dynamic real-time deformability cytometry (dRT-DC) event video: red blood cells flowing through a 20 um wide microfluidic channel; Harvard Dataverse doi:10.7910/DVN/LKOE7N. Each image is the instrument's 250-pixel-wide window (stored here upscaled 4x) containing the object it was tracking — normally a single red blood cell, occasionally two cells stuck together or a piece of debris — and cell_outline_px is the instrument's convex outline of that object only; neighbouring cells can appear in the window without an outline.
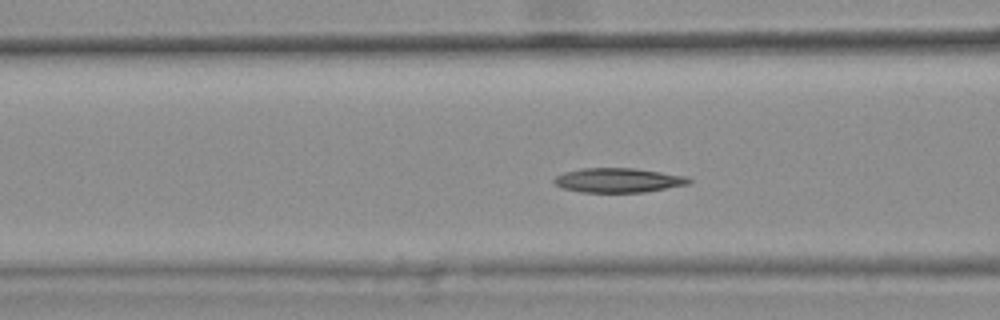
{"species": "common noctule bat (a hibernating species)", "species_latin": "Nyctalus noctula", "temperature_condition": "warm", "stored_images_in_passage": 44, "camera_frame_rate_fps": 3000, "um_per_image_px": 0.085, "animal": {"sex": "female", "body_mass_g": 25.1}, "frame": {"image": 1, "passage_image": 19, "time_ms": 6.0, "image_size_px": [1000, 320], "cell_outline_px": [[692, 184], [644, 192], [580, 192], [564, 188], [556, 184], [552, 180], [556, 176], [564, 172], [580, 168], [636, 168], [688, 176], [692, 180]], "centroid_in_image_um": [52.6, 15.31], "position_along_channel_um": 114.0, "area_um2": 19.36}}